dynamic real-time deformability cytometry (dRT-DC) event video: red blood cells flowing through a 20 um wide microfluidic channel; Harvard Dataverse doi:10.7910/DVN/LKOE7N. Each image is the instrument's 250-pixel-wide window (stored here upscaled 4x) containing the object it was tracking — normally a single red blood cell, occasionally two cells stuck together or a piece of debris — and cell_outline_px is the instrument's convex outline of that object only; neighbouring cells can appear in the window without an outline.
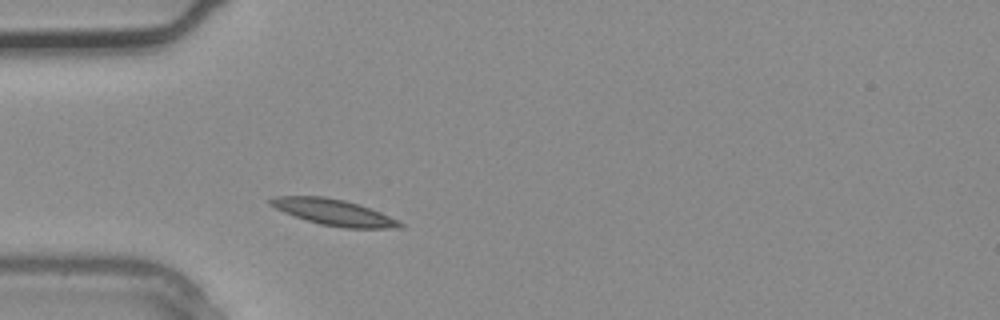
{"species": "common noctule bat (a hibernating species)", "species_latin": "Nyctalus noctula", "temperature_condition": "warm", "stored_images_in_passage": 1, "camera_frame_rate_fps": 3000, "um_per_image_px": 0.085, "animal": {"sex": "male", "body_mass_g": 20.4}, "frame": {"image": 1, "passage_image": 1, "time_ms": 0.0, "image_size_px": [1000, 320], "cell_outline_px": [[404, 228], [344, 228], [320, 224], [284, 212], [268, 204], [268, 200], [276, 196], [324, 196], [344, 200], [380, 212], [400, 220], [404, 224]], "centroid_in_image_um": [28.4, 18.05], "position_along_channel_um": 56.6, "area_um2": 19.54}}